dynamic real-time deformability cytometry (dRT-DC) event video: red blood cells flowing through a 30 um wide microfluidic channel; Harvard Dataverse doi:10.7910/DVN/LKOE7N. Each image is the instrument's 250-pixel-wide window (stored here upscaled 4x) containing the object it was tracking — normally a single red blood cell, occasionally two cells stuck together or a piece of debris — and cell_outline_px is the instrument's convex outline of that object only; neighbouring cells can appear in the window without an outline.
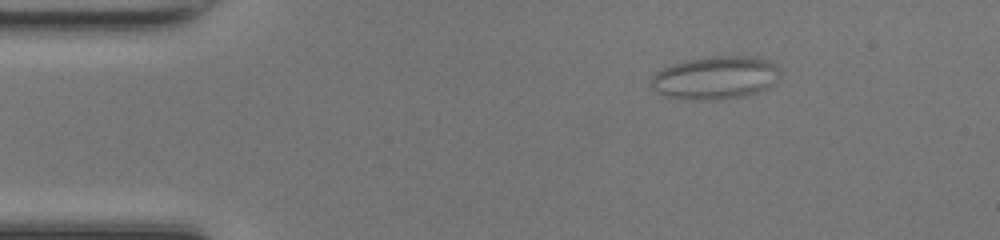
{"species": "common noctule bat (a hibernating species)", "species_latin": "Nyctalus noctula", "temperature_condition": "room temperature", "stored_images_in_passage": 51, "camera_frame_rate_fps": 3000, "um_per_image_px": 0.085, "animal": {"sex": "female", "body_mass_g": 17.0, "forearm_length_mm": 48.0}, "frame": {"image": 1, "passage_image": 8, "time_ms": 2.333, "image_size_px": [1000, 240], "cell_outline_px": [[780, 72], [776, 80], [768, 88], [744, 96], [720, 100], [688, 100], [664, 96], [656, 92], [648, 84], [652, 76], [656, 72], [672, 64], [684, 60], [708, 56], [760, 56], [776, 64], [780, 68]], "centroid_in_image_um": [60.79, 6.61], "position_along_channel_um": 24.2, "area_um2": 33.0}}
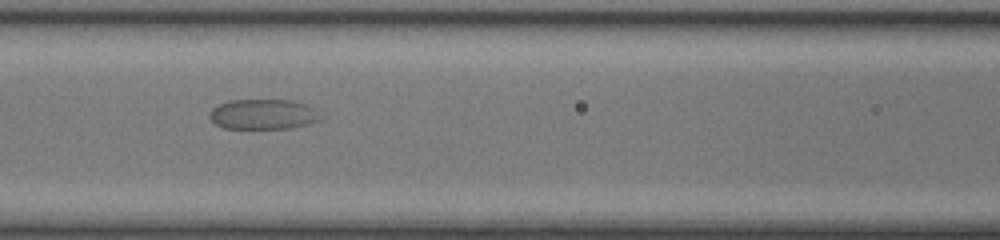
{"frame": {"image": 2, "passage_image": 22, "time_ms": 7.0, "image_size_px": [1000, 240], "cell_outline_px": [[324, 116], [320, 120], [308, 124], [288, 128], [224, 128], [216, 124], [208, 116], [208, 112], [212, 108], [228, 100], [292, 100], [308, 104], [316, 108]], "centroid_in_image_um": [22.42, 9.7], "position_along_channel_um": 144.2, "area_um2": 19.77}}
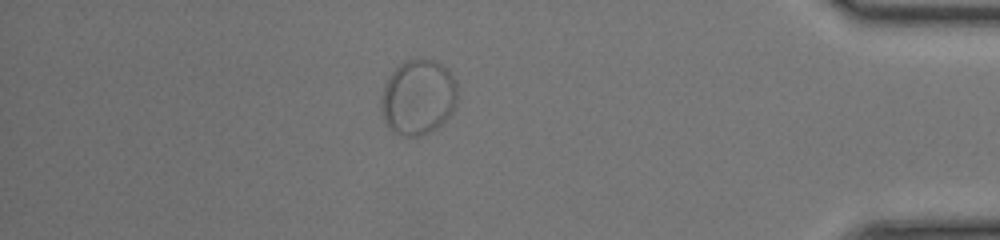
{"frame": {"image": 3, "passage_image": 44, "time_ms": 14.333, "image_size_px": [1000, 240], "cell_outline_px": [[456, 104], [452, 112], [436, 128], [424, 136], [400, 136], [384, 120], [380, 108], [380, 100], [384, 88], [392, 72], [404, 60], [432, 60], [448, 68], [456, 84]], "centroid_in_image_um": [35.54, 8.28], "position_along_channel_um": 399.7, "area_um2": 33.12}}